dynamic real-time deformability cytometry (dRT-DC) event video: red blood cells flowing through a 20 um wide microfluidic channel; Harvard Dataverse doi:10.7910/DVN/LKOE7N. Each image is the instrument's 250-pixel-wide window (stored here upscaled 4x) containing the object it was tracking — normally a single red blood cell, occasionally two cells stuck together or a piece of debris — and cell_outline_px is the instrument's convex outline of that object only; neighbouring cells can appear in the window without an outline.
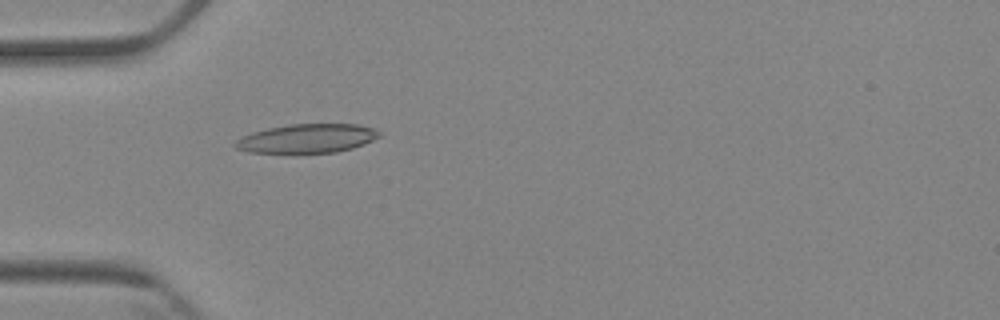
{"species": "Egyptian fruit bat (a non-hibernating species)", "species_latin": "Rousettus aegyptiacus", "temperature_condition": "cold", "stored_images_in_passage": 5, "camera_frame_rate_fps": 3000, "um_per_image_px": 0.085, "animal": {"sex": "female"}, "frame": {"image": 1, "passage_image": 5, "time_ms": 4.667, "image_size_px": [1000, 320], "cell_outline_px": [[380, 136], [364, 144], [352, 148], [336, 152], [296, 156], [248, 152], [236, 148], [232, 144], [240, 136], [252, 132], [268, 128], [288, 124], [356, 124], [376, 128], [380, 132]], "centroid_in_image_um": [26.03, 11.82], "position_along_channel_um": 59.0, "area_um2": 25.49}}